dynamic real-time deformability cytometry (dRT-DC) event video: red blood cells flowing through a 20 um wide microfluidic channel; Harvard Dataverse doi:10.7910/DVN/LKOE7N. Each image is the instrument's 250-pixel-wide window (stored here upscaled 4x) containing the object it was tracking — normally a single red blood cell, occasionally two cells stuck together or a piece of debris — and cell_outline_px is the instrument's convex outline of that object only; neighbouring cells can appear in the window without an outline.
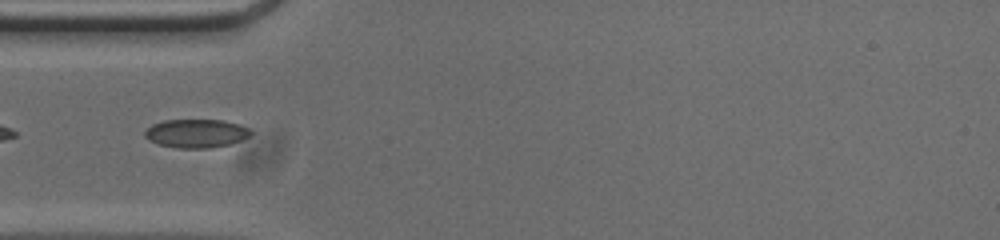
{"species": "common noctule bat (a hibernating species)", "species_latin": "Nyctalus noctula", "temperature_condition": "cold", "stored_images_in_passage": 16, "camera_frame_rate_fps": 3000, "um_per_image_px": 0.085, "animal": {"sex": "male", "body_mass_g": 20.0, "forearm_length_mm": 53.3}, "frame": {"image": 1, "passage_image": 3, "time_ms": 0.667, "image_size_px": [1000, 240], "cell_outline_px": [[252, 132], [248, 136], [240, 140], [228, 144], [208, 148], [176, 148], [160, 144], [144, 136], [144, 132], [152, 124], [164, 120], [224, 120], [248, 128]], "centroid_in_image_um": [16.65, 11.33], "position_along_channel_um": 68.3, "area_um2": 17.28}}
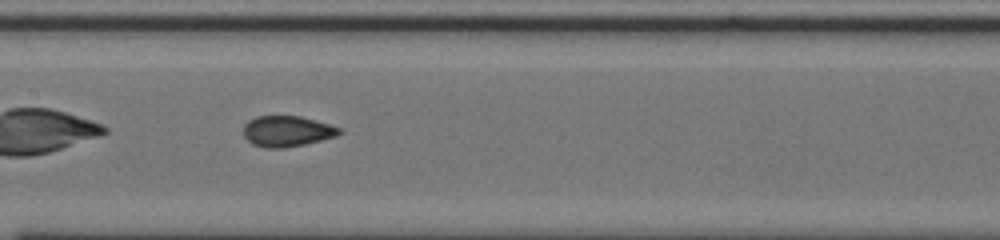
{"frame": {"image": 2, "passage_image": 12, "time_ms": 3.667, "image_size_px": [1000, 240], "cell_outline_px": [[344, 132], [336, 136], [304, 144], [284, 148], [264, 148], [252, 144], [244, 136], [244, 124], [248, 120], [256, 116], [300, 116], [328, 124], [340, 128]], "centroid_in_image_um": [24.37, 11.15], "position_along_channel_um": 183.0, "area_um2": 17.17}}